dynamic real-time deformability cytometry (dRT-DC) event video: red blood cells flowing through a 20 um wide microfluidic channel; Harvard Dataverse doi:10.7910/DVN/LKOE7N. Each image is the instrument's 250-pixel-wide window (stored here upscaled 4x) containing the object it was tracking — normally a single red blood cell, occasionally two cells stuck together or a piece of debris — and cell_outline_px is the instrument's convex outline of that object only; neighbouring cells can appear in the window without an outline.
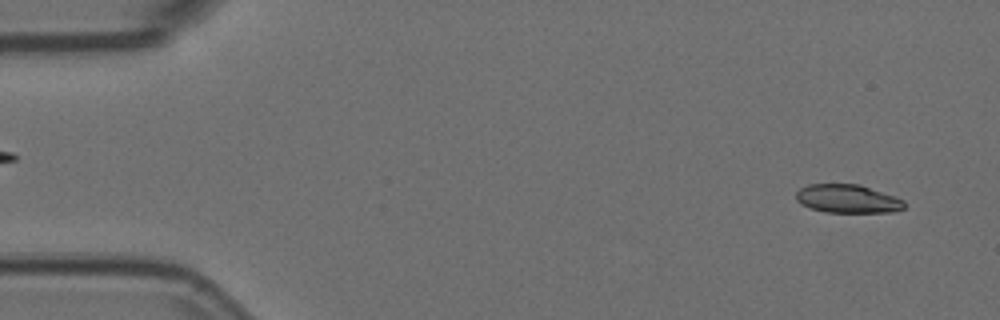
{"species": "Egyptian fruit bat (a non-hibernating species)", "species_latin": "Rousettus aegyptiacus", "temperature_condition": "room temperature", "stored_images_in_passage": 55, "segment_of_instrument_passage": [1, 2], "camera_frame_rate_fps": 3000, "um_per_image_px": 0.085, "animal": {"sex": "female"}, "frame": {"image": 1, "passage_image": 3, "time_ms": 0.667, "image_size_px": [1000, 320], "cell_outline_px": [[904, 208], [892, 212], [824, 212], [800, 204], [796, 200], [796, 192], [800, 188], [808, 184], [860, 184], [896, 196], [904, 200]], "centroid_in_image_um": [72.04, 16.89], "position_along_channel_um": 13.0, "area_um2": 18.03}}
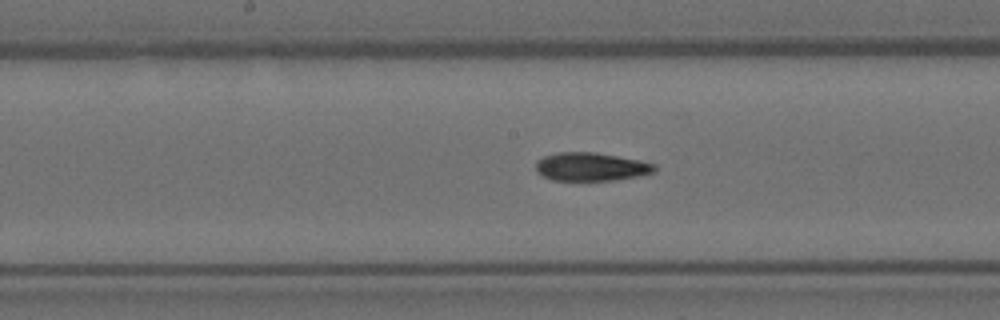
{"frame": {"image": 2, "passage_image": 27, "time_ms": 8.667, "image_size_px": [1000, 320], "cell_outline_px": [[656, 168], [652, 172], [640, 176], [616, 180], [552, 180], [536, 172], [536, 160], [544, 156], [560, 152], [596, 152], [656, 164]], "centroid_in_image_um": [50.21, 14.17], "position_along_channel_um": 198.0, "area_um2": 19.48}}
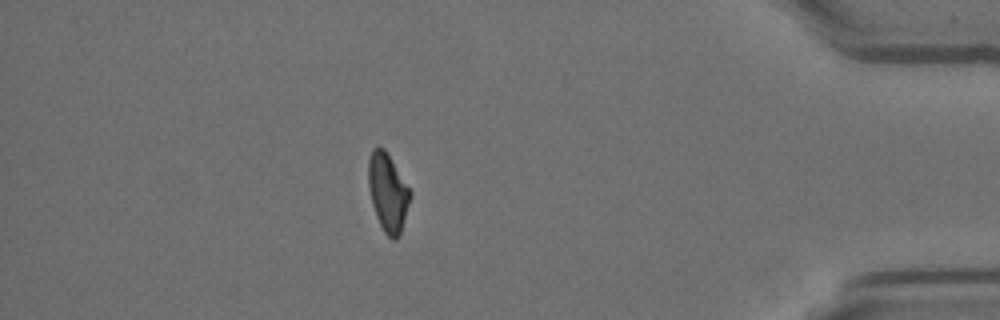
{"frame": {"image": 3, "passage_image": 47, "time_ms": 15.333, "image_size_px": [1000, 320], "cell_outline_px": [[412, 196], [400, 236], [396, 240], [392, 240], [384, 232], [376, 216], [372, 204], [368, 184], [368, 160], [372, 148], [384, 148], [412, 192]], "centroid_in_image_um": [32.98, 16.39], "position_along_channel_um": 402.2, "area_um2": 19.13}}